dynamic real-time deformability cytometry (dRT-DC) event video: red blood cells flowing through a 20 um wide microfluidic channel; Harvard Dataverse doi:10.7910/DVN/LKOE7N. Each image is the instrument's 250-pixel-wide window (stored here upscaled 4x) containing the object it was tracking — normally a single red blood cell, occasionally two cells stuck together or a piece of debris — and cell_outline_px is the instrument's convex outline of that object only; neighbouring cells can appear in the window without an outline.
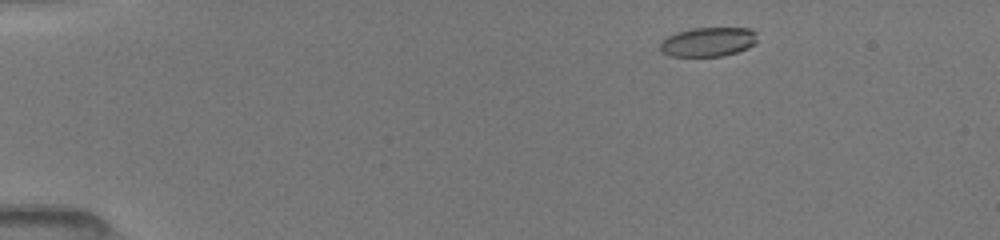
{"species": "common noctule bat (a hibernating species)", "species_latin": "Nyctalus noctula", "temperature_condition": "room temperature", "stored_images_in_passage": 47, "camera_frame_rate_fps": 3000, "um_per_image_px": 0.085, "animal": {"sex": "female", "body_mass_g": 19.5, "forearm_length_mm": 54.1}, "frame": {"image": 1, "passage_image": 4, "time_ms": 1.0, "image_size_px": [1000, 240], "cell_outline_px": [[756, 44], [748, 48], [724, 56], [672, 56], [660, 52], [660, 40], [676, 32], [692, 28], [748, 28], [756, 32]], "centroid_in_image_um": [60.17, 3.56], "position_along_channel_um": 24.8, "area_um2": 16.7}}
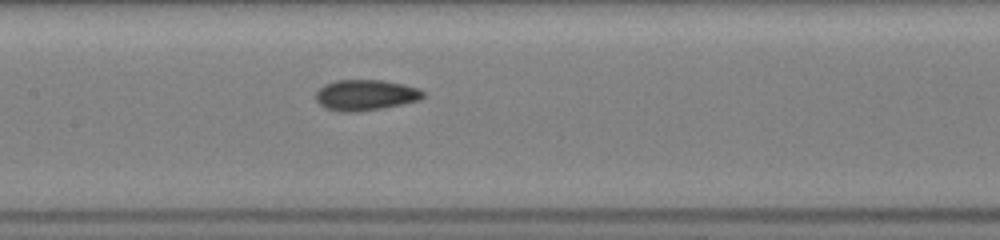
{"frame": {"image": 2, "passage_image": 22, "time_ms": 7.0, "image_size_px": [1000, 240], "cell_outline_px": [[424, 96], [420, 100], [380, 108], [356, 112], [340, 112], [324, 108], [316, 100], [316, 92], [324, 84], [336, 80], [380, 80], [404, 84], [420, 88], [424, 92]], "centroid_in_image_um": [31.06, 8.07], "position_along_channel_um": 176.3, "area_um2": 19.25}}
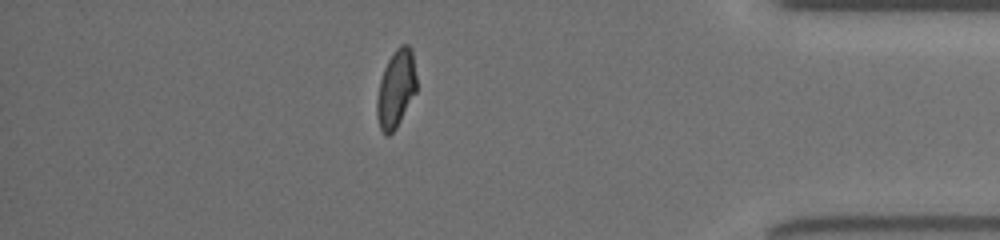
{"frame": {"image": 3, "passage_image": 41, "time_ms": 13.333, "image_size_px": [1000, 240], "cell_outline_px": [[416, 92], [396, 128], [388, 136], [384, 136], [380, 128], [376, 116], [376, 100], [380, 80], [384, 68], [388, 60], [396, 48], [400, 44], [408, 44], [412, 48], [416, 76]], "centroid_in_image_um": [33.65, 7.54], "position_along_channel_um": 401.5, "area_um2": 18.09}, "authors_computed_cell_mechanics": {"area_um2": 18.5538, "velocity_mm_per_s": 4.0581, "shape_relaxation_time_tau1_ms": 7.8931, "shape_relaxation_time_tau2_ms": 1.3785, "deformation_change_tau1": 0.2059, "deformation_change_tau2": 0.0759}}